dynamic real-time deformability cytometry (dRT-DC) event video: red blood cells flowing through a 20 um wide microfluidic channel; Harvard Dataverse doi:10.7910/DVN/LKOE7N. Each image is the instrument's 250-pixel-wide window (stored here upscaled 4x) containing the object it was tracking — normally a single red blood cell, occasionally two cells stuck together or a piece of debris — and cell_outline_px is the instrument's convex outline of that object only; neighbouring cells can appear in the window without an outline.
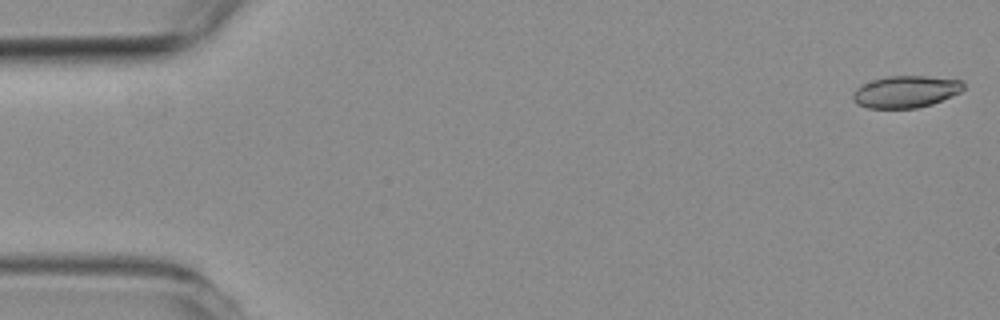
{"species": "common noctule bat (a hibernating species)", "species_latin": "Nyctalus noctula", "temperature_condition": "room temperature", "stored_images_in_passage": 54, "camera_frame_rate_fps": 3000, "um_per_image_px": 0.085, "animal": {"sex": "female", "body_mass_g": 19.3, "forearm_length_mm": 54.1}, "frame": {"image": 1, "passage_image": 1, "time_ms": 0.0, "image_size_px": [1000, 320], "cell_outline_px": [[964, 88], [960, 92], [952, 96], [932, 104], [916, 108], [868, 108], [856, 104], [852, 100], [852, 92], [860, 84], [872, 80], [888, 76], [928, 76], [964, 80]], "centroid_in_image_um": [76.97, 7.79], "position_along_channel_um": 8.0, "area_um2": 20.87}}
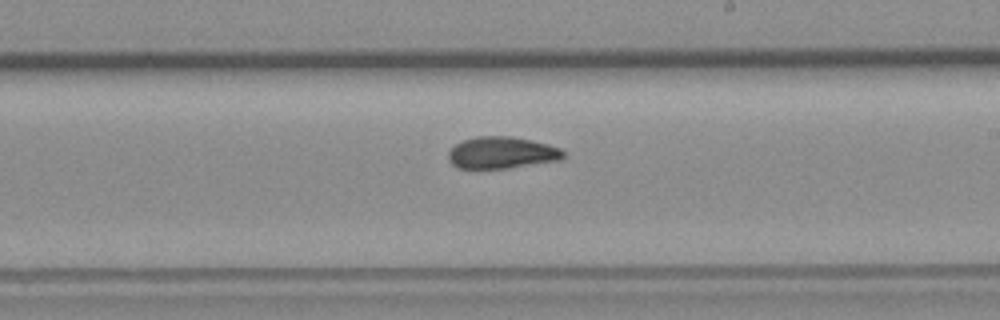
{"frame": {"image": 2, "passage_image": 31, "time_ms": 10.0, "image_size_px": [1000, 320], "cell_outline_px": [[564, 156], [560, 160], [508, 168], [456, 168], [448, 160], [448, 152], [456, 144], [464, 140], [476, 136], [512, 136], [548, 144], [560, 148], [564, 152]], "centroid_in_image_um": [42.63, 12.98], "position_along_channel_um": 246.4, "area_um2": 21.27}}
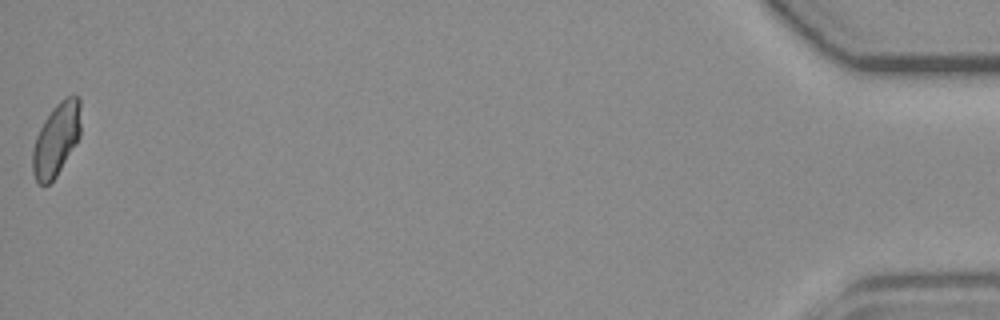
{"frame": {"image": 3, "passage_image": 54, "time_ms": 17.667, "image_size_px": [1000, 320], "cell_outline_px": [[80, 136], [56, 176], [48, 184], [36, 184], [32, 172], [32, 148], [36, 136], [44, 120], [52, 108], [60, 100], [68, 96], [80, 96]], "centroid_in_image_um": [4.76, 11.85], "position_along_channel_um": 430.4, "area_um2": 20.46}, "authors_computed_cell_mechanics": {"area_um2": 21.2993, "velocity_mm_per_s": 3.7636, "shape_relaxation_time_tau1_ms": null, "shape_relaxation_time_tau2_ms": 1.6396, "deformation_change_tau1": null, "deformation_change_tau2": 0.0511}}